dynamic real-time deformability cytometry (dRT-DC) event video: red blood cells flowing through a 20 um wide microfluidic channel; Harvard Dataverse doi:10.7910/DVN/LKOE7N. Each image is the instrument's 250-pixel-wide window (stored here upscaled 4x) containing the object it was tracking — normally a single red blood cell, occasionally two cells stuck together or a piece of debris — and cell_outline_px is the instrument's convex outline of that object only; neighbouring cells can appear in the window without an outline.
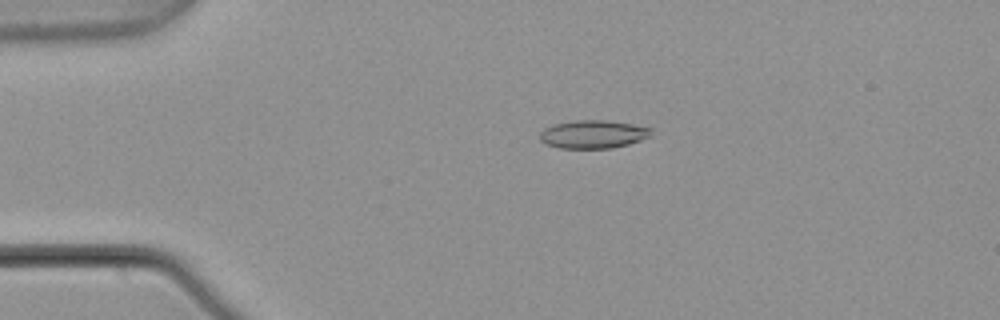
{"species": "common noctule bat (a hibernating species)", "species_latin": "Nyctalus noctula", "temperature_condition": "warm", "stored_images_in_passage": 5, "camera_frame_rate_fps": 3000, "um_per_image_px": 0.085, "animal": {"sex": "male", "body_mass_g": 21.5, "forearm_length_mm": 52.0}, "frame": {"image": 1, "passage_image": 4, "time_ms": 1.0, "image_size_px": [1000, 320], "cell_outline_px": [[652, 136], [628, 144], [612, 148], [560, 148], [548, 144], [540, 140], [540, 132], [544, 128], [552, 124], [576, 120], [608, 120], [632, 124], [652, 128]], "centroid_in_image_um": [50.43, 11.4], "position_along_channel_um": 34.6, "area_um2": 18.32}}